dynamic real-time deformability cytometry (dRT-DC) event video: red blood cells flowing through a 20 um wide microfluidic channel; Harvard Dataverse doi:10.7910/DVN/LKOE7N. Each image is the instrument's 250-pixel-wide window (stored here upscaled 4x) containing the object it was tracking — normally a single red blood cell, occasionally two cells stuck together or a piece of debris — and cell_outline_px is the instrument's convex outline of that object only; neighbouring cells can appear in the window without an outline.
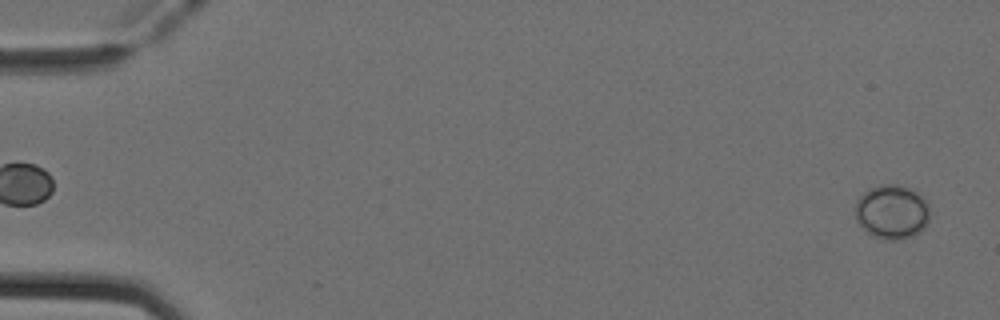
{"species": "Egyptian fruit bat (a non-hibernating species)", "species_latin": "Rousettus aegyptiacus", "temperature_condition": "cold", "stored_images_in_passage": 9, "camera_frame_rate_fps": 3000, "um_per_image_px": 0.085, "animal": {"sex": "female"}, "frame": {"image": 1, "passage_image": 2, "time_ms": 0.333, "image_size_px": [1000, 320], "cell_outline_px": [[928, 220], [924, 228], [920, 232], [912, 236], [896, 240], [884, 240], [872, 236], [856, 220], [856, 200], [868, 188], [880, 184], [896, 184], [920, 192], [928, 204]], "centroid_in_image_um": [75.81, 18.0], "position_along_channel_um": 9.2, "area_um2": 23.7}}